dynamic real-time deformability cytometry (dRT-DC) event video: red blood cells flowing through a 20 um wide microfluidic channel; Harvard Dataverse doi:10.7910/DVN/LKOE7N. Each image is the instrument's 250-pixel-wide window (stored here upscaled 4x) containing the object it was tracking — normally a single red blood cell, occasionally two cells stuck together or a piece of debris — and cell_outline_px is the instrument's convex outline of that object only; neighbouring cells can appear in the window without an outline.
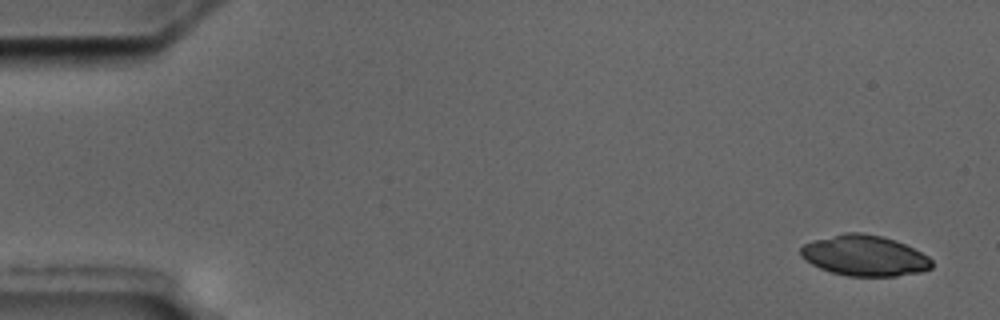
{"species": "common noctule bat (a hibernating species)", "species_latin": "Nyctalus noctula", "temperature_condition": "cold", "stored_images_in_passage": 13, "camera_frame_rate_fps": 3000, "um_per_image_px": 0.085, "animal": {"sex": "male", "body_mass_g": 17.5, "forearm_length_mm": 52.3}, "frame": {"image": 1, "passage_image": 1, "time_ms": 0.0, "image_size_px": [1000, 320], "cell_outline_px": [[932, 268], [920, 272], [896, 276], [848, 276], [832, 272], [820, 268], [804, 260], [800, 256], [800, 248], [804, 244], [812, 240], [844, 232], [860, 232], [880, 236], [896, 240], [928, 256], [932, 260]], "centroid_in_image_um": [73.45, 21.72], "position_along_channel_um": 11.5, "area_um2": 31.1}}